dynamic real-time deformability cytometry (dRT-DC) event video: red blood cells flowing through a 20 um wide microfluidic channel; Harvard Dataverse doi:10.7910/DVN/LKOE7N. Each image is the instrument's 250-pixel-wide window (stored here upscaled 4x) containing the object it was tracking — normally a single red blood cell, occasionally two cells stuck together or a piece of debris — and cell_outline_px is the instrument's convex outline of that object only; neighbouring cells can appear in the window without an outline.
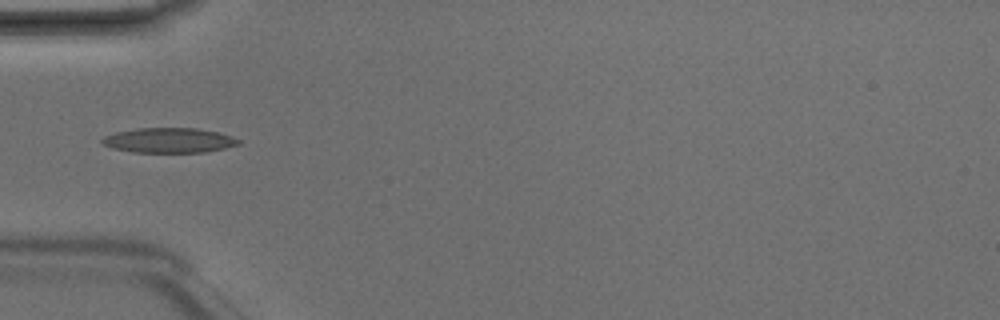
{"species": "Egyptian fruit bat (a non-hibernating species)", "species_latin": "Rousettus aegyptiacus", "temperature_condition": "room temperature", "stored_images_in_passage": 6, "camera_frame_rate_fps": 3000, "um_per_image_px": 0.085, "animal": {"sex": "male"}, "frame": {"image": 1, "passage_image": 5, "time_ms": 1.333, "image_size_px": [1000, 320], "cell_outline_px": [[240, 144], [224, 148], [204, 152], [132, 152], [112, 148], [104, 144], [100, 140], [104, 136], [116, 132], [136, 128], [196, 128], [216, 132], [232, 136], [240, 140]], "centroid_in_image_um": [14.35, 11.92], "position_along_channel_um": 70.7, "area_um2": 19.71}}